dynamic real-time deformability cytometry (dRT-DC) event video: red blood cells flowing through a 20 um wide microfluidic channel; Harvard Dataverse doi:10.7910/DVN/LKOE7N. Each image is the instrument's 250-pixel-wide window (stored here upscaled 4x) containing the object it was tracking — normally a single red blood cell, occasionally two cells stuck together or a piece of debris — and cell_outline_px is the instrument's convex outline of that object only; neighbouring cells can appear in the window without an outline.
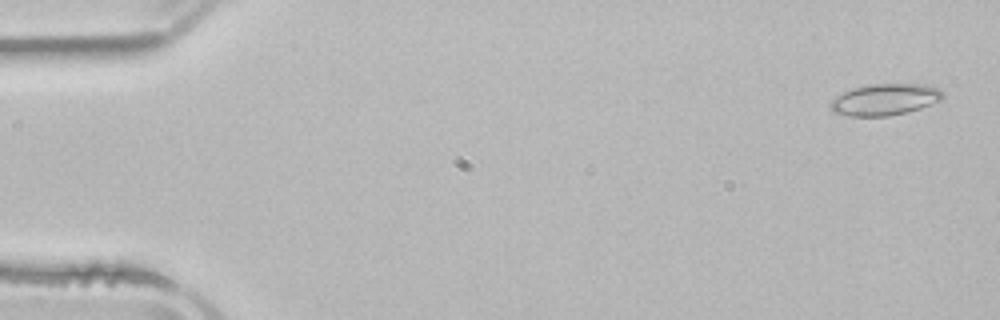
{"species": "common noctule bat (a hibernating species)", "species_latin": "Nyctalus noctula", "temperature_condition": "room temperature", "stored_images_in_passage": 3, "camera_frame_rate_fps": 3000, "um_per_image_px": 0.085, "animal": {"sex": "male", "body_mass_g": 21.5, "forearm_length_mm": 52.0}, "frame": {"image": 1, "passage_image": 1, "time_ms": 0.0, "image_size_px": [1000, 320], "cell_outline_px": [[944, 96], [940, 100], [920, 108], [908, 112], [888, 116], [848, 116], [832, 112], [828, 104], [836, 96], [852, 88], [868, 84], [924, 84], [940, 88], [944, 92]], "centroid_in_image_um": [75.2, 8.46], "position_along_channel_um": 9.8, "area_um2": 20.81}}
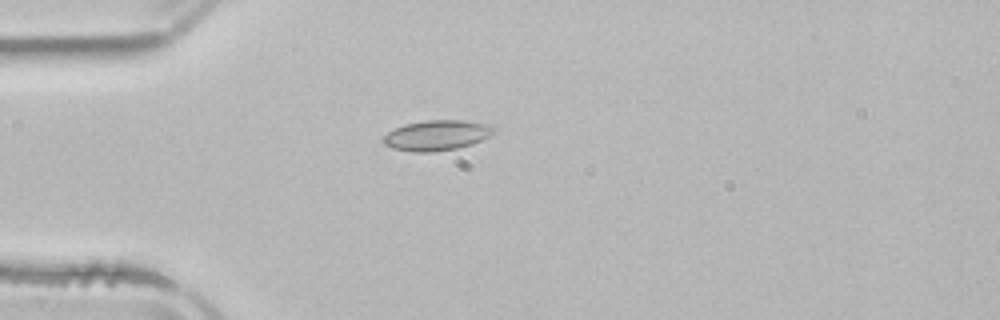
{"frame": {"image": 2, "passage_image": 3, "time_ms": 4.0, "image_size_px": [1000, 320], "cell_outline_px": [[496, 132], [472, 144], [456, 148], [428, 152], [416, 152], [392, 148], [384, 144], [384, 136], [388, 132], [404, 124], [424, 120], [464, 120], [492, 124], [496, 128]], "centroid_in_image_um": [37.17, 11.48], "position_along_channel_um": 47.8, "area_um2": 19.48}}